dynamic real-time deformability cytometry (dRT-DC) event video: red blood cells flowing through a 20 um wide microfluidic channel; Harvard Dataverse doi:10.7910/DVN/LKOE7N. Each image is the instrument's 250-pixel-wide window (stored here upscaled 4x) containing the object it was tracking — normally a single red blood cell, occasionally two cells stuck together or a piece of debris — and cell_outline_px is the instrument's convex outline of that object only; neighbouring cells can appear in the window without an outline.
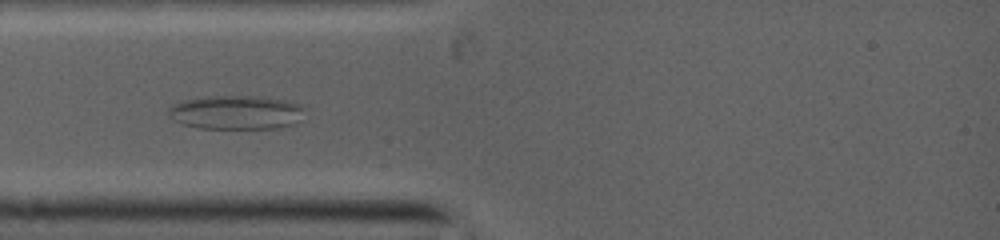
{"species": "common noctule bat (a hibernating species)", "species_latin": "Nyctalus noctula", "temperature_condition": "warm", "stored_images_in_passage": 14, "camera_frame_rate_fps": 5000, "um_per_image_px": 0.085, "animal": {"sex": "female", "body_mass_g": 19.0, "forearm_length_mm": 53.3}, "frame": {"image": 1, "passage_image": 7, "time_ms": 2.6, "image_size_px": [1000, 240], "cell_outline_px": [[300, 108], [296, 120], [292, 124], [276, 128], [196, 128], [184, 124], [176, 120], [168, 112], [176, 104], [188, 100], [212, 96], [240, 96], [284, 100], [300, 104]], "centroid_in_image_um": [20.03, 9.57], "position_along_channel_um": 65.0, "area_um2": 25.61}}
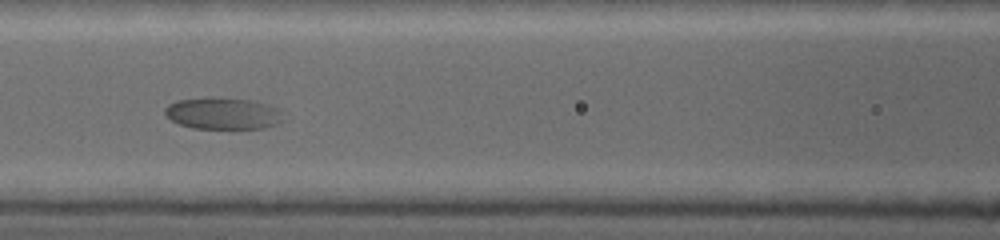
{"frame": {"image": 2, "passage_image": 12, "time_ms": 4.6, "image_size_px": [1000, 240], "cell_outline_px": [[280, 120], [276, 124], [264, 128], [192, 128], [180, 124], [172, 120], [164, 112], [172, 104], [180, 100], [248, 100], [276, 108]], "centroid_in_image_um": [18.93, 9.7], "position_along_channel_um": 147.7, "area_um2": 20.11}}
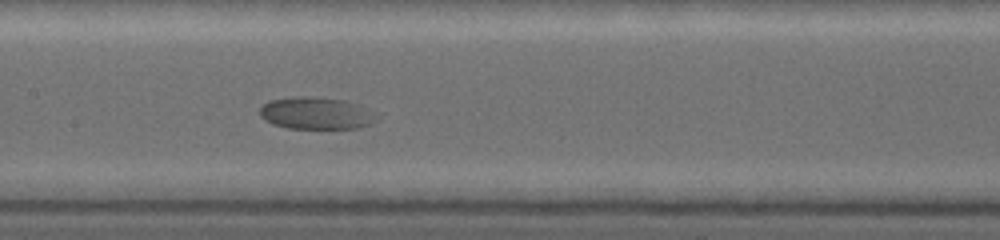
{"frame": {"image": 3, "passage_image": 14, "time_ms": 5.4, "image_size_px": [1000, 240], "cell_outline_px": [[368, 124], [360, 128], [288, 128], [272, 124], [264, 120], [260, 116], [260, 108], [268, 100], [336, 100], [348, 104]], "centroid_in_image_um": [26.44, 9.72], "position_along_channel_um": 181.0, "area_um2": 18.44}}